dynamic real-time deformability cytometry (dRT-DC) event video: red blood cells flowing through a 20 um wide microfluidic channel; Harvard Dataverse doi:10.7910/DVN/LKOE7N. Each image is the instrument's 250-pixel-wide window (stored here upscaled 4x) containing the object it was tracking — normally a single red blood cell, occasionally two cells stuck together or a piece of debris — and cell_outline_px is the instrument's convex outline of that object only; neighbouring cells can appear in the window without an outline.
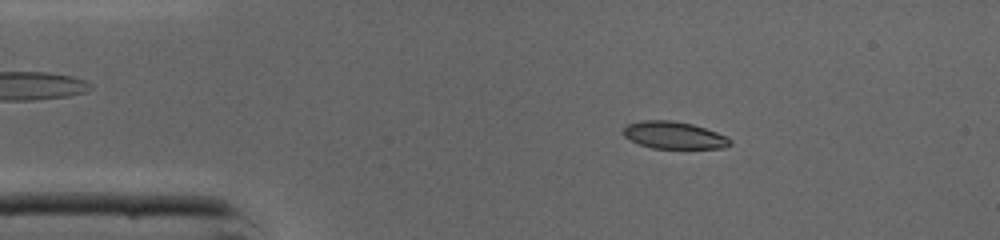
{"species": "common noctule bat (a hibernating species)", "species_latin": "Nyctalus noctula", "temperature_condition": "cold", "stored_images_in_passage": 43, "camera_frame_rate_fps": 3000, "um_per_image_px": 0.085, "animal": {"sex": "male", "body_mass_g": 19.0, "forearm_length_mm": 50.8}, "frame": {"image": 1, "passage_image": 5, "time_ms": 1.333, "image_size_px": [1000, 240], "cell_outline_px": [[732, 144], [724, 148], [652, 148], [640, 144], [624, 136], [620, 132], [628, 124], [640, 120], [672, 120], [692, 124], [728, 136], [732, 140]], "centroid_in_image_um": [57.29, 11.49], "position_along_channel_um": 27.7, "area_um2": 16.99}}
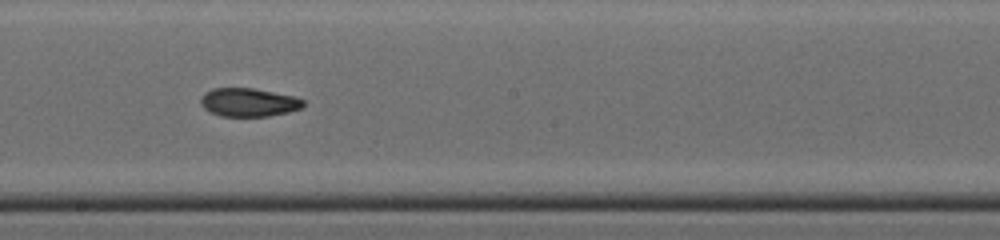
{"frame": {"image": 2, "passage_image": 22, "time_ms": 7.0, "image_size_px": [1000, 240], "cell_outline_px": [[304, 104], [300, 108], [288, 112], [268, 116], [220, 116], [208, 112], [200, 104], [200, 100], [204, 92], [212, 88], [252, 88], [292, 96], [304, 100]], "centroid_in_image_um": [21.07, 8.7], "position_along_channel_um": 227.1, "area_um2": 16.94}}
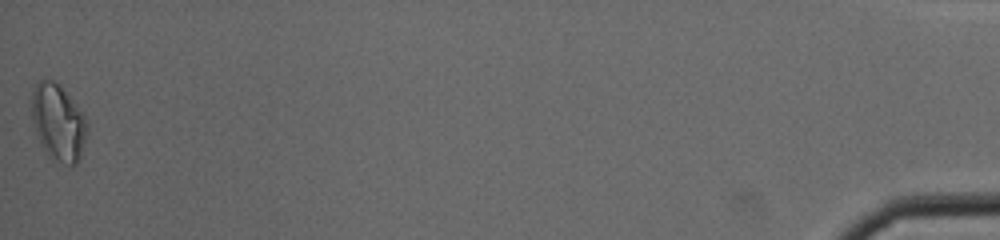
{"frame": {"image": 3, "passage_image": 43, "time_ms": 14.0, "image_size_px": [1000, 240], "cell_outline_px": [[88, 128], [80, 160], [76, 164], [68, 164], [52, 160], [48, 156], [40, 144], [36, 136], [32, 120], [32, 88], [36, 80], [52, 80], [64, 92], [88, 120]], "centroid_in_image_um": [4.93, 10.45], "position_along_channel_um": 430.3, "area_um2": 24.68}, "authors_computed_cell_mechanics": {"area_um2": 17.629, "velocity_mm_per_s": 4.3624, "shape_relaxation_time_tau1_ms": null, "shape_relaxation_time_tau2_ms": 1.4797, "deformation_change_tau1": null, "deformation_change_tau2": 0.0604}}